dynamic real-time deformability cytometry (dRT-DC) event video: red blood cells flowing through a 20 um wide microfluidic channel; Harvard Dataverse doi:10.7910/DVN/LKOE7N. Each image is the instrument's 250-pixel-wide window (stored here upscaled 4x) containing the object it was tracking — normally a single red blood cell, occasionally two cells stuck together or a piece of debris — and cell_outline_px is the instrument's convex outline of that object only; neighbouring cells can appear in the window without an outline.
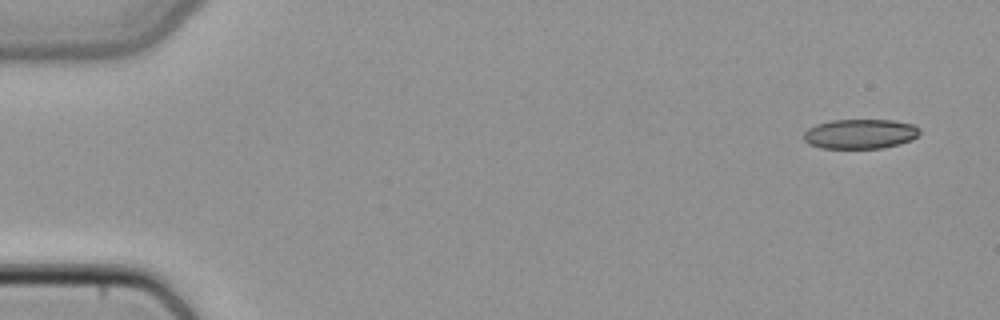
{"species": "common noctule bat (a hibernating species)", "species_latin": "Nyctalus noctula", "temperature_condition": "cold", "stored_images_in_passage": 5, "camera_frame_rate_fps": 3000, "um_per_image_px": 0.085, "animal": {"sex": "female", "body_mass_g": 22.7, "forearm_length_mm": 54.2}, "frame": {"image": 1, "passage_image": 1, "time_ms": 0.0, "image_size_px": [1000, 320], "cell_outline_px": [[920, 132], [912, 140], [900, 144], [884, 148], [820, 148], [808, 144], [804, 140], [804, 132], [808, 128], [816, 124], [832, 120], [892, 120], [912, 124], [920, 128]], "centroid_in_image_um": [73.11, 11.38], "position_along_channel_um": 11.9, "area_um2": 20.17}}
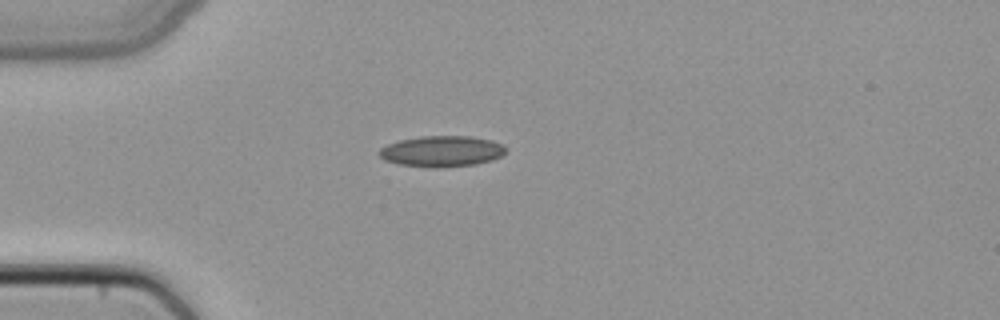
{"frame": {"image": 2, "passage_image": 4, "time_ms": 1.0, "image_size_px": [1000, 320], "cell_outline_px": [[508, 148], [500, 156], [492, 160], [476, 164], [440, 168], [432, 168], [396, 164], [384, 160], [376, 152], [380, 148], [388, 144], [400, 140], [420, 136], [472, 136], [492, 140], [504, 144]], "centroid_in_image_um": [37.54, 12.86], "position_along_channel_um": 47.5, "area_um2": 23.18}}